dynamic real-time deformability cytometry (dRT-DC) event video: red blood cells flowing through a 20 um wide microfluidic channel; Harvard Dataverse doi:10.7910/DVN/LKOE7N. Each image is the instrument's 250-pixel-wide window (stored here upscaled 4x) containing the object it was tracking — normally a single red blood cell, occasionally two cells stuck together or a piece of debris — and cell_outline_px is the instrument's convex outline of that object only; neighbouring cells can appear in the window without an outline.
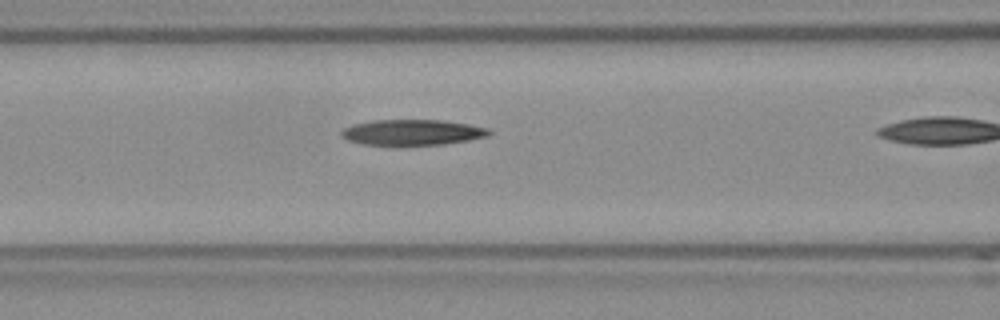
{"species": "Egyptian fruit bat (a non-hibernating species)", "species_latin": "Rousettus aegyptiacus", "temperature_condition": "room temperature", "stored_images_in_passage": 14, "camera_frame_rate_fps": 3000, "um_per_image_px": 0.085, "frame": {"image": 1, "passage_image": 10, "time_ms": 3.0, "image_size_px": [1000, 320], "cell_outline_px": [[492, 132], [488, 136], [468, 140], [444, 144], [364, 144], [348, 140], [340, 136], [340, 132], [344, 128], [352, 124], [372, 120], [440, 120], [468, 124], [488, 128]], "centroid_in_image_um": [35.03, 11.23], "position_along_channel_um": 131.6, "area_um2": 21.79}}